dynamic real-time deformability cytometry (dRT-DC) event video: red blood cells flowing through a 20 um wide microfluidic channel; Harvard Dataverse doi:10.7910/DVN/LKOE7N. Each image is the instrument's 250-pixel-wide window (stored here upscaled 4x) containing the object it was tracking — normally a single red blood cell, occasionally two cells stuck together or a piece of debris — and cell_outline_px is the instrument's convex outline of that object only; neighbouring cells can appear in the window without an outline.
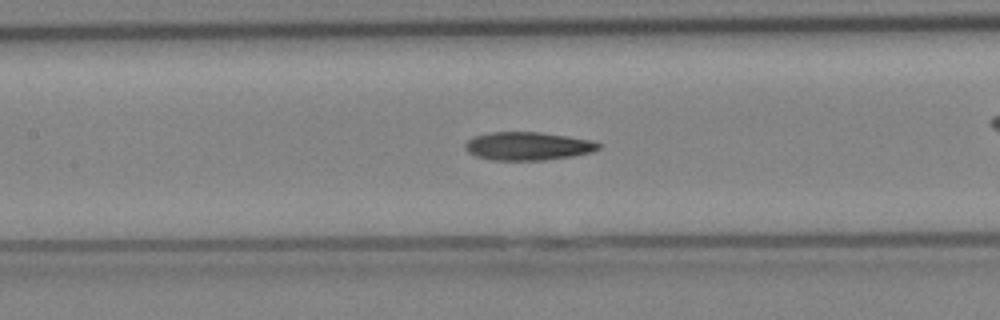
{"species": "Egyptian fruit bat (a non-hibernating species)", "species_latin": "Rousettus aegyptiacus", "temperature_condition": "cold", "stored_images_in_passage": 34, "camera_frame_rate_fps": 3000, "um_per_image_px": 0.085, "animal": {"sex": "female"}, "frame": {"image": 1, "passage_image": 15, "time_ms": 4.667, "image_size_px": [1000, 320], "cell_outline_px": [[600, 148], [592, 152], [572, 156], [544, 160], [492, 160], [476, 156], [468, 152], [464, 148], [464, 144], [472, 136], [488, 132], [540, 132], [568, 136], [592, 140], [600, 144]], "centroid_in_image_um": [44.84, 12.41], "position_along_channel_um": 162.6, "area_um2": 22.08}}
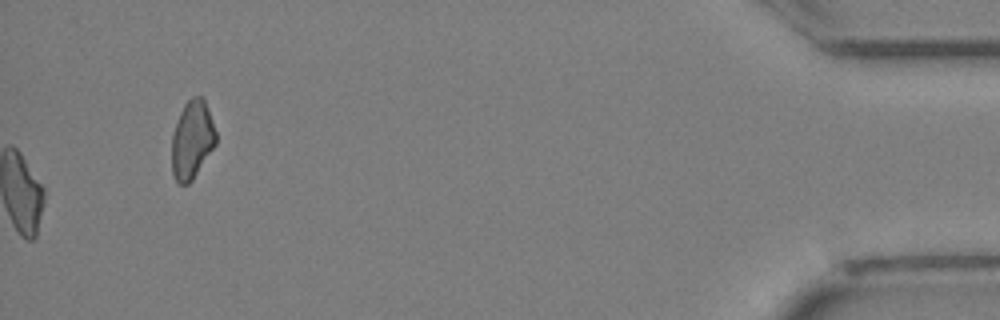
{"frame": {"image": 2, "passage_image": 34, "time_ms": 11.0, "image_size_px": [1000, 320], "cell_outline_px": [[216, 144], [192, 180], [188, 184], [176, 184], [172, 176], [172, 132], [176, 120], [184, 104], [192, 96], [200, 96], [204, 100], [216, 132]], "centroid_in_image_um": [16.29, 11.9], "position_along_channel_um": 418.9, "area_um2": 20.17}}